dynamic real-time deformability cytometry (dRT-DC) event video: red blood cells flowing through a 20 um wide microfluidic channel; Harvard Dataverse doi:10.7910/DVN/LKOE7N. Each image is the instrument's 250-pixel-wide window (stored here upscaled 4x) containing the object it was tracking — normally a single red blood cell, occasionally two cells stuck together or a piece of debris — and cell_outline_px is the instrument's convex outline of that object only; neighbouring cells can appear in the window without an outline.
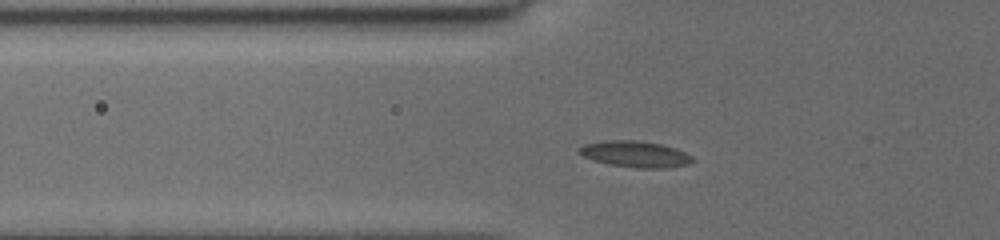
{"species": "common noctule bat (a hibernating species)", "species_latin": "Nyctalus noctula", "temperature_condition": "cold", "stored_images_in_passage": 54, "camera_frame_rate_fps": 3000, "um_per_image_px": 0.085, "animal": {"sex": "female", "body_mass_g": 19.5, "forearm_length_mm": 54.1}, "frame": {"image": 1, "passage_image": 13, "time_ms": 3.333, "image_size_px": [1000, 240], "cell_outline_px": [[696, 160], [688, 164], [668, 168], [636, 168], [608, 164], [592, 160], [576, 152], [584, 144], [608, 140], [632, 140], [660, 144], [676, 148], [692, 156]], "centroid_in_image_um": [54.0, 13.11], "position_along_channel_um": 71.8, "area_um2": 17.34}}
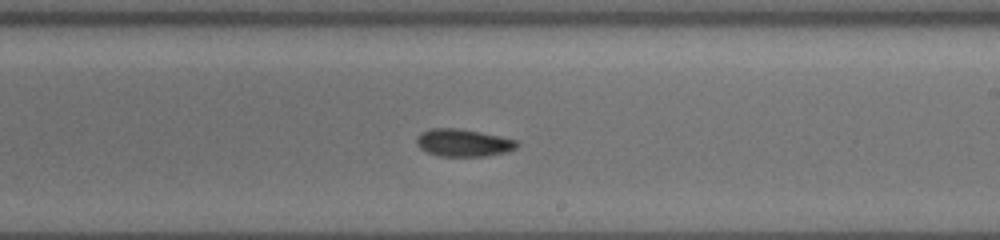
{"frame": {"image": 2, "passage_image": 30, "time_ms": 8.0, "image_size_px": [1000, 240], "cell_outline_px": [[520, 144], [516, 148], [508, 152], [488, 156], [440, 156], [428, 152], [420, 148], [416, 144], [416, 136], [420, 132], [432, 128], [460, 128], [500, 136], [516, 140]], "centroid_in_image_um": [39.38, 12.13], "position_along_channel_um": 249.6, "area_um2": 16.24}}
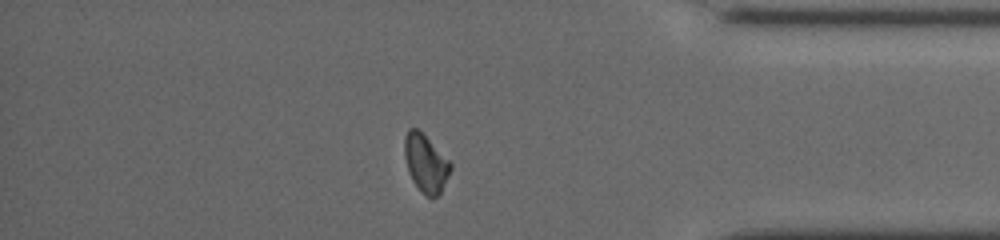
{"frame": {"image": 3, "passage_image": 46, "time_ms": 12.333, "image_size_px": [1000, 240], "cell_outline_px": [[452, 168], [440, 192], [432, 200], [424, 196], [412, 180], [408, 172], [404, 156], [404, 136], [408, 128], [416, 128], [452, 164]], "centroid_in_image_um": [36.15, 13.92], "position_along_channel_um": 399.1, "area_um2": 15.32}}